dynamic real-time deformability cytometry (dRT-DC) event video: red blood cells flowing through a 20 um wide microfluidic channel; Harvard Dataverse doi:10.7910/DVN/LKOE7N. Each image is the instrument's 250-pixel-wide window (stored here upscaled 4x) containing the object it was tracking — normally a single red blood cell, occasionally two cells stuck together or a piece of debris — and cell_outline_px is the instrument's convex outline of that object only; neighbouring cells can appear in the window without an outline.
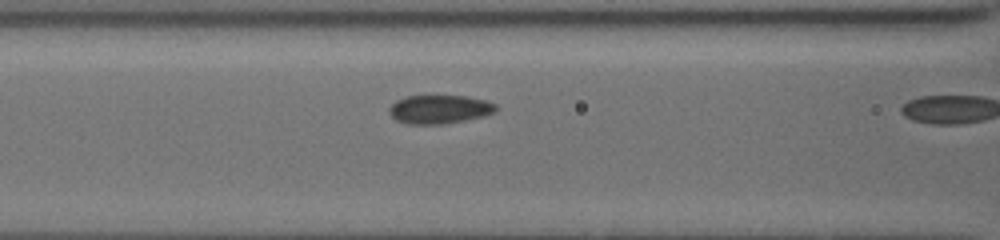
{"species": "common noctule bat (a hibernating species)", "species_latin": "Nyctalus noctula", "temperature_condition": "cold", "stored_images_in_passage": 11, "camera_frame_rate_fps": 3000, "um_per_image_px": 0.085, "animal": {"sex": "female", "body_mass_g": 19.5, "forearm_length_mm": 54.1}, "frame": {"image": 1, "passage_image": 10, "time_ms": 3.0, "image_size_px": [1000, 240], "cell_outline_px": [[496, 108], [492, 112], [484, 116], [464, 120], [440, 124], [408, 124], [396, 120], [392, 116], [392, 104], [396, 100], [408, 96], [464, 96], [484, 100], [496, 104]], "centroid_in_image_um": [37.36, 9.29], "position_along_channel_um": 129.2, "area_um2": 17.34}}